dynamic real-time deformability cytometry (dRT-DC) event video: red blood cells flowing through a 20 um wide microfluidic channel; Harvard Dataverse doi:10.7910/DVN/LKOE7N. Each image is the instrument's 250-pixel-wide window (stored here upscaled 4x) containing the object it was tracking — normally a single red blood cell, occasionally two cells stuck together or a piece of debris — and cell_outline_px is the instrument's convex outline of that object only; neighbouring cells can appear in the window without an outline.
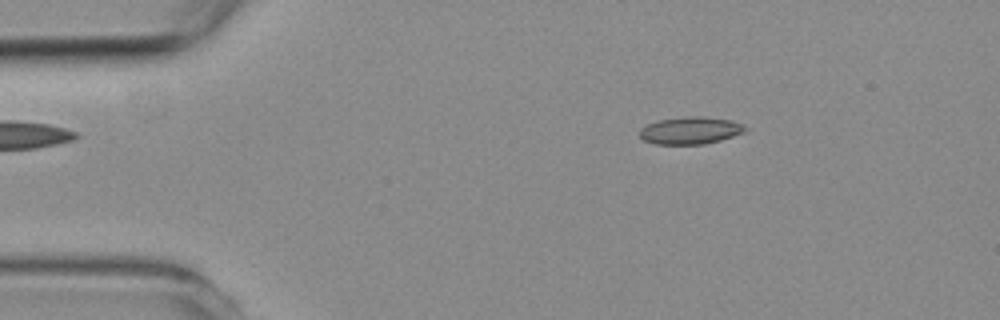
{"species": "common noctule bat (a hibernating species)", "species_latin": "Nyctalus noctula", "temperature_condition": "room temperature", "stored_images_in_passage": 5, "camera_frame_rate_fps": 3000, "um_per_image_px": 0.085, "animal": {"sex": "female", "body_mass_g": 19.3, "forearm_length_mm": 54.1}, "frame": {"image": 1, "passage_image": 1, "time_ms": 0.0, "image_size_px": [1000, 320], "cell_outline_px": [[748, 132], [720, 140], [704, 144], [656, 144], [644, 140], [640, 136], [640, 128], [648, 124], [660, 120], [692, 116], [704, 116], [732, 120], [744, 124], [748, 128]], "centroid_in_image_um": [58.76, 11.09], "position_along_channel_um": 26.2, "area_um2": 16.88}}
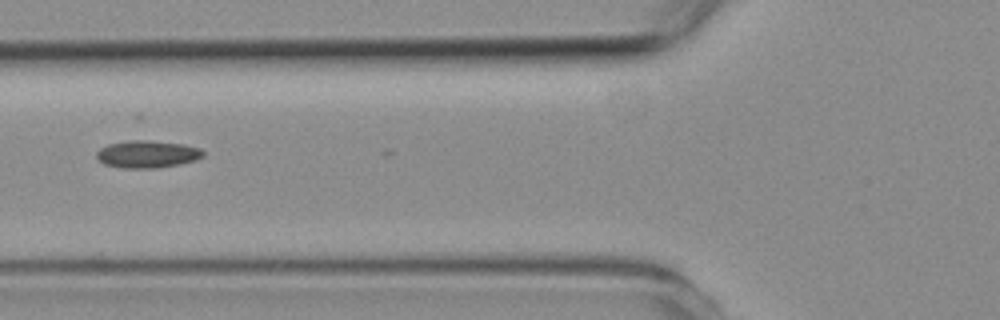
{"frame": {"image": 2, "passage_image": 4, "time_ms": 3.667, "image_size_px": [1000, 320], "cell_outline_px": [[204, 156], [196, 160], [180, 164], [156, 168], [120, 168], [104, 164], [96, 156], [96, 152], [100, 148], [108, 144], [140, 136], [200, 148], [204, 152]], "centroid_in_image_um": [12.5, 13.05], "position_along_channel_um": 113.3, "area_um2": 17.74}}
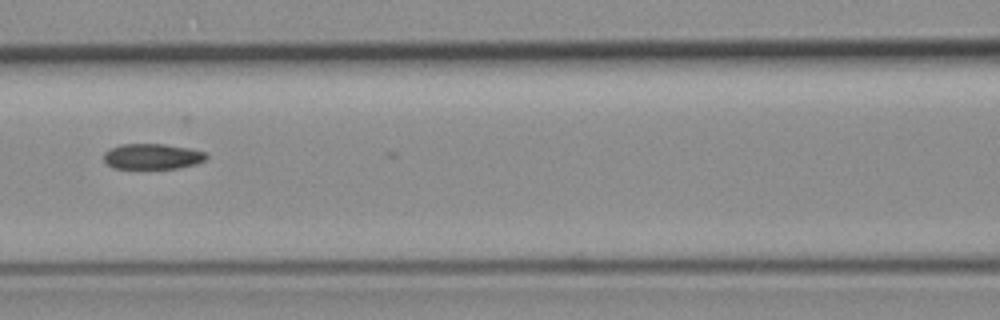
{"frame": {"image": 3, "passage_image": 5, "time_ms": 4.667, "image_size_px": [1000, 320], "cell_outline_px": [[208, 156], [204, 160], [196, 164], [180, 168], [112, 168], [104, 160], [104, 152], [120, 144], [164, 144], [188, 148], [208, 152]], "centroid_in_image_um": [12.98, 13.29], "position_along_channel_um": 153.6, "area_um2": 15.26}}